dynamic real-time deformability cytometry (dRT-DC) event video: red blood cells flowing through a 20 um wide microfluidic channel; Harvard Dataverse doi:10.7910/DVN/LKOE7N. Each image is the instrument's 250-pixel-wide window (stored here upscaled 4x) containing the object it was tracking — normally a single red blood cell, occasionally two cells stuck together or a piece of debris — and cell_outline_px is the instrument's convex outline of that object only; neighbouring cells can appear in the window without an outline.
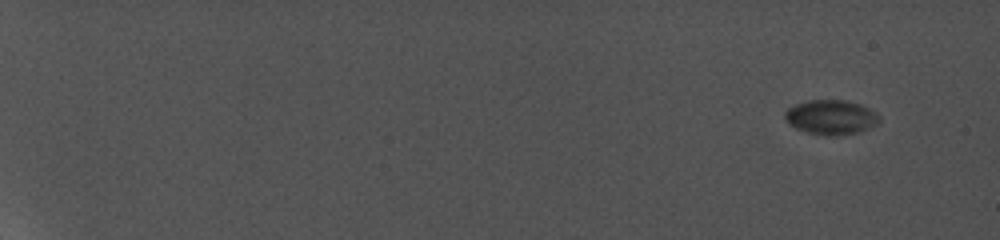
{"species": "common noctule bat (a hibernating species)", "species_latin": "Nyctalus noctula", "temperature_condition": "cold", "stored_images_in_passage": 22, "camera_frame_rate_fps": 5000, "um_per_image_px": 0.085, "animal": {"sex": "female", "body_mass_g": 19.0, "forearm_length_mm": 56.7}, "frame": {"image": 1, "passage_image": 1, "time_ms": 0.0, "image_size_px": [1000, 240], "cell_outline_px": [[880, 120], [876, 124], [868, 128], [856, 132], [836, 136], [824, 136], [808, 132], [796, 128], [784, 116], [784, 112], [788, 108], [796, 104], [808, 100], [844, 100], [860, 104], [876, 112], [880, 116]], "centroid_in_image_um": [70.65, 9.96], "position_along_channel_um": 14.4, "area_um2": 18.84}}
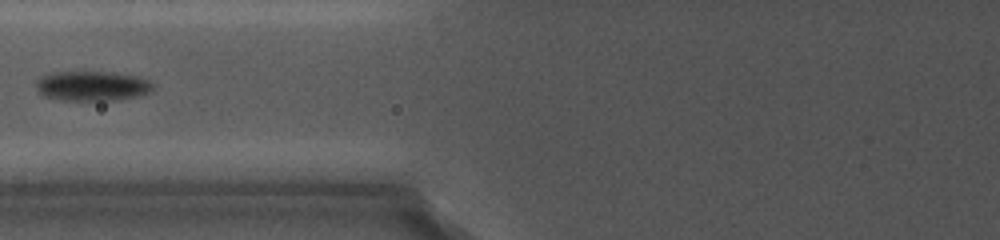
{"frame": {"image": 2, "passage_image": 12, "time_ms": 8.8, "image_size_px": [1000, 240], "cell_outline_px": [[152, 92], [140, 96], [112, 100], [60, 100], [44, 96], [36, 88], [36, 80], [40, 76], [52, 72], [108, 72], [140, 76], [148, 80], [152, 84]], "centroid_in_image_um": [7.83, 7.3], "position_along_channel_um": 118.0, "area_um2": 20.4}}
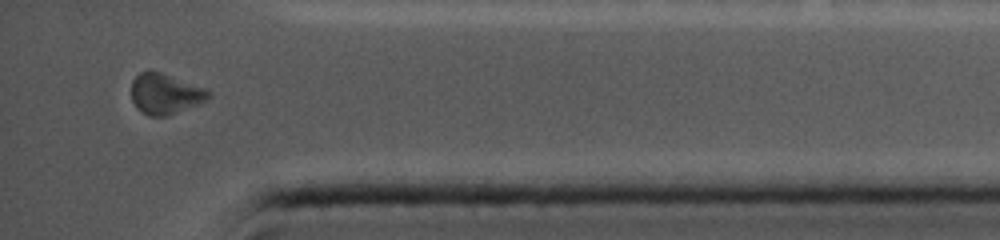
{"frame": {"image": 3, "passage_image": 22, "time_ms": 16.8, "image_size_px": [1000, 240], "cell_outline_px": [[212, 96], [196, 104], [168, 116], [148, 116], [140, 112], [136, 108], [132, 100], [132, 80], [140, 72], [160, 72], [204, 88], [212, 92]], "centroid_in_image_um": [14.01, 8.0], "position_along_channel_um": 421.2, "area_um2": 17.92}, "authors_computed_cell_mechanics": {"area_um2": 18.9006, "velocity_mm_per_s": 3.8059, "shape_relaxation_time_tau1_ms": 1.447, "shape_relaxation_time_tau2_ms": null, "deformation_change_tau1": 0.0448, "deformation_change_tau2": null}}